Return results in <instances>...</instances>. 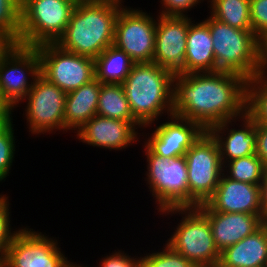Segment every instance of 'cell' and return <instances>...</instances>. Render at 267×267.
<instances>
[{
	"instance_id": "obj_1",
	"label": "cell",
	"mask_w": 267,
	"mask_h": 267,
	"mask_svg": "<svg viewBox=\"0 0 267 267\" xmlns=\"http://www.w3.org/2000/svg\"><path fill=\"white\" fill-rule=\"evenodd\" d=\"M247 79L226 72L174 75L173 115L205 131L247 112Z\"/></svg>"
},
{
	"instance_id": "obj_2",
	"label": "cell",
	"mask_w": 267,
	"mask_h": 267,
	"mask_svg": "<svg viewBox=\"0 0 267 267\" xmlns=\"http://www.w3.org/2000/svg\"><path fill=\"white\" fill-rule=\"evenodd\" d=\"M122 0H79L65 32L56 42L64 50L95 59L114 44Z\"/></svg>"
},
{
	"instance_id": "obj_3",
	"label": "cell",
	"mask_w": 267,
	"mask_h": 267,
	"mask_svg": "<svg viewBox=\"0 0 267 267\" xmlns=\"http://www.w3.org/2000/svg\"><path fill=\"white\" fill-rule=\"evenodd\" d=\"M121 85L130 111L143 129L152 127V124L154 127L163 115H173L172 72L153 62L135 63Z\"/></svg>"
},
{
	"instance_id": "obj_4",
	"label": "cell",
	"mask_w": 267,
	"mask_h": 267,
	"mask_svg": "<svg viewBox=\"0 0 267 267\" xmlns=\"http://www.w3.org/2000/svg\"><path fill=\"white\" fill-rule=\"evenodd\" d=\"M203 21L213 40L215 72L236 73L247 80L261 73L259 41L252 30L231 27L210 15Z\"/></svg>"
},
{
	"instance_id": "obj_5",
	"label": "cell",
	"mask_w": 267,
	"mask_h": 267,
	"mask_svg": "<svg viewBox=\"0 0 267 267\" xmlns=\"http://www.w3.org/2000/svg\"><path fill=\"white\" fill-rule=\"evenodd\" d=\"M160 215H180L182 218L165 242L187 258L195 267H217L220 258L208 217L198 207H173ZM164 214V215H163Z\"/></svg>"
},
{
	"instance_id": "obj_6",
	"label": "cell",
	"mask_w": 267,
	"mask_h": 267,
	"mask_svg": "<svg viewBox=\"0 0 267 267\" xmlns=\"http://www.w3.org/2000/svg\"><path fill=\"white\" fill-rule=\"evenodd\" d=\"M79 0H21L19 45L56 43Z\"/></svg>"
},
{
	"instance_id": "obj_7",
	"label": "cell",
	"mask_w": 267,
	"mask_h": 267,
	"mask_svg": "<svg viewBox=\"0 0 267 267\" xmlns=\"http://www.w3.org/2000/svg\"><path fill=\"white\" fill-rule=\"evenodd\" d=\"M187 166L188 207L206 203L215 193L223 174L215 138L204 131L184 155Z\"/></svg>"
},
{
	"instance_id": "obj_8",
	"label": "cell",
	"mask_w": 267,
	"mask_h": 267,
	"mask_svg": "<svg viewBox=\"0 0 267 267\" xmlns=\"http://www.w3.org/2000/svg\"><path fill=\"white\" fill-rule=\"evenodd\" d=\"M147 160L144 178L157 204V212L173 207H188L187 166L184 156L165 159L142 145Z\"/></svg>"
},
{
	"instance_id": "obj_9",
	"label": "cell",
	"mask_w": 267,
	"mask_h": 267,
	"mask_svg": "<svg viewBox=\"0 0 267 267\" xmlns=\"http://www.w3.org/2000/svg\"><path fill=\"white\" fill-rule=\"evenodd\" d=\"M66 92L57 85L49 82L41 74L36 78L34 85L29 90L23 112L29 132L36 137L49 133L65 132L64 113Z\"/></svg>"
},
{
	"instance_id": "obj_10",
	"label": "cell",
	"mask_w": 267,
	"mask_h": 267,
	"mask_svg": "<svg viewBox=\"0 0 267 267\" xmlns=\"http://www.w3.org/2000/svg\"><path fill=\"white\" fill-rule=\"evenodd\" d=\"M40 74L68 93L95 78L94 59L64 50L56 43L36 46Z\"/></svg>"
},
{
	"instance_id": "obj_11",
	"label": "cell",
	"mask_w": 267,
	"mask_h": 267,
	"mask_svg": "<svg viewBox=\"0 0 267 267\" xmlns=\"http://www.w3.org/2000/svg\"><path fill=\"white\" fill-rule=\"evenodd\" d=\"M141 8L123 6L115 21L114 44L135 63H151L154 57L156 19ZM145 11V12H144Z\"/></svg>"
},
{
	"instance_id": "obj_12",
	"label": "cell",
	"mask_w": 267,
	"mask_h": 267,
	"mask_svg": "<svg viewBox=\"0 0 267 267\" xmlns=\"http://www.w3.org/2000/svg\"><path fill=\"white\" fill-rule=\"evenodd\" d=\"M29 226L19 228L5 252V267H70L56 237Z\"/></svg>"
},
{
	"instance_id": "obj_13",
	"label": "cell",
	"mask_w": 267,
	"mask_h": 267,
	"mask_svg": "<svg viewBox=\"0 0 267 267\" xmlns=\"http://www.w3.org/2000/svg\"><path fill=\"white\" fill-rule=\"evenodd\" d=\"M39 75L40 57L37 48L14 44L0 59L2 97L15 110L21 105Z\"/></svg>"
},
{
	"instance_id": "obj_14",
	"label": "cell",
	"mask_w": 267,
	"mask_h": 267,
	"mask_svg": "<svg viewBox=\"0 0 267 267\" xmlns=\"http://www.w3.org/2000/svg\"><path fill=\"white\" fill-rule=\"evenodd\" d=\"M157 16L152 62L174 75L185 74L187 34L192 17Z\"/></svg>"
},
{
	"instance_id": "obj_15",
	"label": "cell",
	"mask_w": 267,
	"mask_h": 267,
	"mask_svg": "<svg viewBox=\"0 0 267 267\" xmlns=\"http://www.w3.org/2000/svg\"><path fill=\"white\" fill-rule=\"evenodd\" d=\"M166 118L168 121L154 127L151 133H141V136H146L142 142L154 154L169 160L184 156L205 130L198 123L176 115Z\"/></svg>"
},
{
	"instance_id": "obj_16",
	"label": "cell",
	"mask_w": 267,
	"mask_h": 267,
	"mask_svg": "<svg viewBox=\"0 0 267 267\" xmlns=\"http://www.w3.org/2000/svg\"><path fill=\"white\" fill-rule=\"evenodd\" d=\"M139 128L143 130V126L138 121H124L95 115L76 132L75 136L78 141L93 148L119 151L140 142Z\"/></svg>"
},
{
	"instance_id": "obj_17",
	"label": "cell",
	"mask_w": 267,
	"mask_h": 267,
	"mask_svg": "<svg viewBox=\"0 0 267 267\" xmlns=\"http://www.w3.org/2000/svg\"><path fill=\"white\" fill-rule=\"evenodd\" d=\"M237 121H240L238 129L234 128L239 124ZM208 131L219 146L223 166L228 161L255 154L257 123L247 112L239 118L214 125Z\"/></svg>"
},
{
	"instance_id": "obj_18",
	"label": "cell",
	"mask_w": 267,
	"mask_h": 267,
	"mask_svg": "<svg viewBox=\"0 0 267 267\" xmlns=\"http://www.w3.org/2000/svg\"><path fill=\"white\" fill-rule=\"evenodd\" d=\"M260 185L235 181L224 173L206 204L215 212L257 214L263 218Z\"/></svg>"
},
{
	"instance_id": "obj_19",
	"label": "cell",
	"mask_w": 267,
	"mask_h": 267,
	"mask_svg": "<svg viewBox=\"0 0 267 267\" xmlns=\"http://www.w3.org/2000/svg\"><path fill=\"white\" fill-rule=\"evenodd\" d=\"M197 207L208 217L213 239L220 253L253 234L265 223L257 214L215 212L206 203Z\"/></svg>"
},
{
	"instance_id": "obj_20",
	"label": "cell",
	"mask_w": 267,
	"mask_h": 267,
	"mask_svg": "<svg viewBox=\"0 0 267 267\" xmlns=\"http://www.w3.org/2000/svg\"><path fill=\"white\" fill-rule=\"evenodd\" d=\"M267 265V222L253 234L220 253L217 267H259Z\"/></svg>"
},
{
	"instance_id": "obj_21",
	"label": "cell",
	"mask_w": 267,
	"mask_h": 267,
	"mask_svg": "<svg viewBox=\"0 0 267 267\" xmlns=\"http://www.w3.org/2000/svg\"><path fill=\"white\" fill-rule=\"evenodd\" d=\"M102 83L96 78L66 94L65 132L76 133L87 121L97 115L98 99ZM76 130V131H75Z\"/></svg>"
},
{
	"instance_id": "obj_22",
	"label": "cell",
	"mask_w": 267,
	"mask_h": 267,
	"mask_svg": "<svg viewBox=\"0 0 267 267\" xmlns=\"http://www.w3.org/2000/svg\"><path fill=\"white\" fill-rule=\"evenodd\" d=\"M215 72V55L209 26L201 20L189 24L185 74Z\"/></svg>"
},
{
	"instance_id": "obj_23",
	"label": "cell",
	"mask_w": 267,
	"mask_h": 267,
	"mask_svg": "<svg viewBox=\"0 0 267 267\" xmlns=\"http://www.w3.org/2000/svg\"><path fill=\"white\" fill-rule=\"evenodd\" d=\"M134 64L123 50L108 46L94 59L95 78L103 84H122Z\"/></svg>"
},
{
	"instance_id": "obj_24",
	"label": "cell",
	"mask_w": 267,
	"mask_h": 267,
	"mask_svg": "<svg viewBox=\"0 0 267 267\" xmlns=\"http://www.w3.org/2000/svg\"><path fill=\"white\" fill-rule=\"evenodd\" d=\"M210 16L243 30H252L250 0H208Z\"/></svg>"
},
{
	"instance_id": "obj_25",
	"label": "cell",
	"mask_w": 267,
	"mask_h": 267,
	"mask_svg": "<svg viewBox=\"0 0 267 267\" xmlns=\"http://www.w3.org/2000/svg\"><path fill=\"white\" fill-rule=\"evenodd\" d=\"M97 115L124 121H137L129 108L121 84H103L99 93Z\"/></svg>"
},
{
	"instance_id": "obj_26",
	"label": "cell",
	"mask_w": 267,
	"mask_h": 267,
	"mask_svg": "<svg viewBox=\"0 0 267 267\" xmlns=\"http://www.w3.org/2000/svg\"><path fill=\"white\" fill-rule=\"evenodd\" d=\"M267 167L256 155H249L228 161L223 173L232 180L260 185Z\"/></svg>"
},
{
	"instance_id": "obj_27",
	"label": "cell",
	"mask_w": 267,
	"mask_h": 267,
	"mask_svg": "<svg viewBox=\"0 0 267 267\" xmlns=\"http://www.w3.org/2000/svg\"><path fill=\"white\" fill-rule=\"evenodd\" d=\"M247 113L255 123L267 124L266 74H257L247 81Z\"/></svg>"
},
{
	"instance_id": "obj_28",
	"label": "cell",
	"mask_w": 267,
	"mask_h": 267,
	"mask_svg": "<svg viewBox=\"0 0 267 267\" xmlns=\"http://www.w3.org/2000/svg\"><path fill=\"white\" fill-rule=\"evenodd\" d=\"M13 120L0 124V182L9 176L15 158L16 138Z\"/></svg>"
},
{
	"instance_id": "obj_29",
	"label": "cell",
	"mask_w": 267,
	"mask_h": 267,
	"mask_svg": "<svg viewBox=\"0 0 267 267\" xmlns=\"http://www.w3.org/2000/svg\"><path fill=\"white\" fill-rule=\"evenodd\" d=\"M21 0H0V30L19 43Z\"/></svg>"
},
{
	"instance_id": "obj_30",
	"label": "cell",
	"mask_w": 267,
	"mask_h": 267,
	"mask_svg": "<svg viewBox=\"0 0 267 267\" xmlns=\"http://www.w3.org/2000/svg\"><path fill=\"white\" fill-rule=\"evenodd\" d=\"M162 250L144 253L142 267H195L187 258L173 250L167 243Z\"/></svg>"
},
{
	"instance_id": "obj_31",
	"label": "cell",
	"mask_w": 267,
	"mask_h": 267,
	"mask_svg": "<svg viewBox=\"0 0 267 267\" xmlns=\"http://www.w3.org/2000/svg\"><path fill=\"white\" fill-rule=\"evenodd\" d=\"M8 198V194H0V257L5 256L6 249L19 231V229L11 227V203Z\"/></svg>"
},
{
	"instance_id": "obj_32",
	"label": "cell",
	"mask_w": 267,
	"mask_h": 267,
	"mask_svg": "<svg viewBox=\"0 0 267 267\" xmlns=\"http://www.w3.org/2000/svg\"><path fill=\"white\" fill-rule=\"evenodd\" d=\"M252 32L259 39L267 32V0H250Z\"/></svg>"
},
{
	"instance_id": "obj_33",
	"label": "cell",
	"mask_w": 267,
	"mask_h": 267,
	"mask_svg": "<svg viewBox=\"0 0 267 267\" xmlns=\"http://www.w3.org/2000/svg\"><path fill=\"white\" fill-rule=\"evenodd\" d=\"M204 0H160L161 9L158 10L160 15L188 17V11L198 7ZM207 1V0H206ZM191 9V10H190Z\"/></svg>"
},
{
	"instance_id": "obj_34",
	"label": "cell",
	"mask_w": 267,
	"mask_h": 267,
	"mask_svg": "<svg viewBox=\"0 0 267 267\" xmlns=\"http://www.w3.org/2000/svg\"><path fill=\"white\" fill-rule=\"evenodd\" d=\"M98 267H142V257L141 255L138 257V254L132 257L127 252L115 250L111 254L109 252V255L102 257Z\"/></svg>"
},
{
	"instance_id": "obj_35",
	"label": "cell",
	"mask_w": 267,
	"mask_h": 267,
	"mask_svg": "<svg viewBox=\"0 0 267 267\" xmlns=\"http://www.w3.org/2000/svg\"><path fill=\"white\" fill-rule=\"evenodd\" d=\"M255 154L267 167V124L257 123V142Z\"/></svg>"
},
{
	"instance_id": "obj_36",
	"label": "cell",
	"mask_w": 267,
	"mask_h": 267,
	"mask_svg": "<svg viewBox=\"0 0 267 267\" xmlns=\"http://www.w3.org/2000/svg\"><path fill=\"white\" fill-rule=\"evenodd\" d=\"M259 63L261 73L267 75V32L259 39Z\"/></svg>"
},
{
	"instance_id": "obj_37",
	"label": "cell",
	"mask_w": 267,
	"mask_h": 267,
	"mask_svg": "<svg viewBox=\"0 0 267 267\" xmlns=\"http://www.w3.org/2000/svg\"><path fill=\"white\" fill-rule=\"evenodd\" d=\"M13 110L14 109L9 105V103L2 97L0 91V124L13 119Z\"/></svg>"
},
{
	"instance_id": "obj_38",
	"label": "cell",
	"mask_w": 267,
	"mask_h": 267,
	"mask_svg": "<svg viewBox=\"0 0 267 267\" xmlns=\"http://www.w3.org/2000/svg\"><path fill=\"white\" fill-rule=\"evenodd\" d=\"M260 194L263 219L267 222V169L260 184Z\"/></svg>"
},
{
	"instance_id": "obj_39",
	"label": "cell",
	"mask_w": 267,
	"mask_h": 267,
	"mask_svg": "<svg viewBox=\"0 0 267 267\" xmlns=\"http://www.w3.org/2000/svg\"><path fill=\"white\" fill-rule=\"evenodd\" d=\"M14 42L0 30V59L14 46Z\"/></svg>"
},
{
	"instance_id": "obj_40",
	"label": "cell",
	"mask_w": 267,
	"mask_h": 267,
	"mask_svg": "<svg viewBox=\"0 0 267 267\" xmlns=\"http://www.w3.org/2000/svg\"><path fill=\"white\" fill-rule=\"evenodd\" d=\"M0 267H5V259H4V257H0Z\"/></svg>"
},
{
	"instance_id": "obj_41",
	"label": "cell",
	"mask_w": 267,
	"mask_h": 267,
	"mask_svg": "<svg viewBox=\"0 0 267 267\" xmlns=\"http://www.w3.org/2000/svg\"><path fill=\"white\" fill-rule=\"evenodd\" d=\"M70 267H84V265L82 264L79 265L76 262L75 263L73 262Z\"/></svg>"
}]
</instances>
